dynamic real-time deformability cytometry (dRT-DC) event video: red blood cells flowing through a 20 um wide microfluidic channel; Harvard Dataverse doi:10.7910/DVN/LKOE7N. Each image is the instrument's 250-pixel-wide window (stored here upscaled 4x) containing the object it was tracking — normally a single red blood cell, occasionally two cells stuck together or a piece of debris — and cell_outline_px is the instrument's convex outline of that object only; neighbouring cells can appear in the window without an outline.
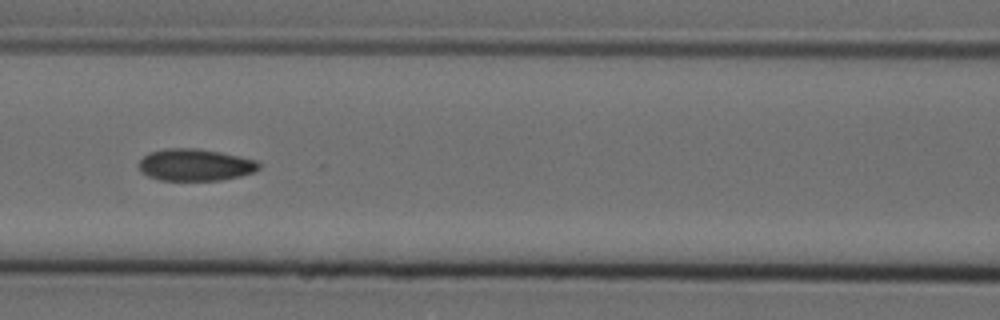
{"species": "Egyptian fruit bat (a non-hibernating species)", "species_latin": "Rousettus aegyptiacus", "temperature_condition": "cold", "stored_images_in_passage": 10, "camera_frame_rate_fps": 3000, "um_per_image_px": 0.085, "animal": {"sex": "female"}, "frame": {"image": 1, "passage_image": 6, "time_ms": 1.667, "image_size_px": [1000, 320], "cell_outline_px": [[260, 168], [256, 172], [240, 176], [220, 180], [160, 180], [148, 176], [140, 168], [140, 160], [148, 152], [164, 148], [200, 148], [240, 156], [256, 160], [260, 164]], "centroid_in_image_um": [16.62, 14.0], "position_along_channel_um": 150.0, "area_um2": 22.43}}
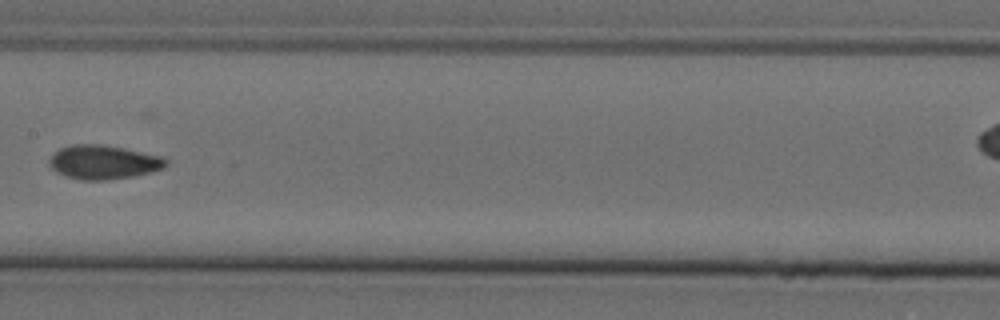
{"frame": {"image": 2, "passage_image": 7, "time_ms": 2.0, "image_size_px": [1000, 320], "cell_outline_px": [[168, 164], [164, 168], [152, 172], [132, 176], [108, 180], [80, 180], [64, 176], [56, 172], [48, 164], [48, 160], [52, 152], [60, 148], [72, 144], [100, 144], [160, 156], [168, 160]], "centroid_in_image_um": [8.74, 13.79], "position_along_channel_um": 198.7, "area_um2": 23.18}}
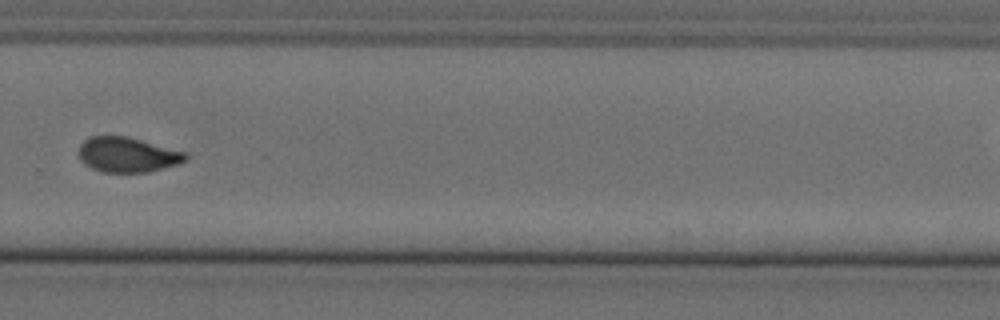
{"frame": {"image": 3, "passage_image": 10, "time_ms": 3.0, "image_size_px": [1000, 320], "cell_outline_px": [[188, 160], [180, 164], [148, 172], [104, 172], [92, 168], [84, 164], [80, 160], [76, 152], [80, 144], [84, 140], [92, 136], [128, 136], [184, 152], [188, 156]], "centroid_in_image_um": [10.81, 13.15], "position_along_channel_um": 319.0, "area_um2": 21.96}}